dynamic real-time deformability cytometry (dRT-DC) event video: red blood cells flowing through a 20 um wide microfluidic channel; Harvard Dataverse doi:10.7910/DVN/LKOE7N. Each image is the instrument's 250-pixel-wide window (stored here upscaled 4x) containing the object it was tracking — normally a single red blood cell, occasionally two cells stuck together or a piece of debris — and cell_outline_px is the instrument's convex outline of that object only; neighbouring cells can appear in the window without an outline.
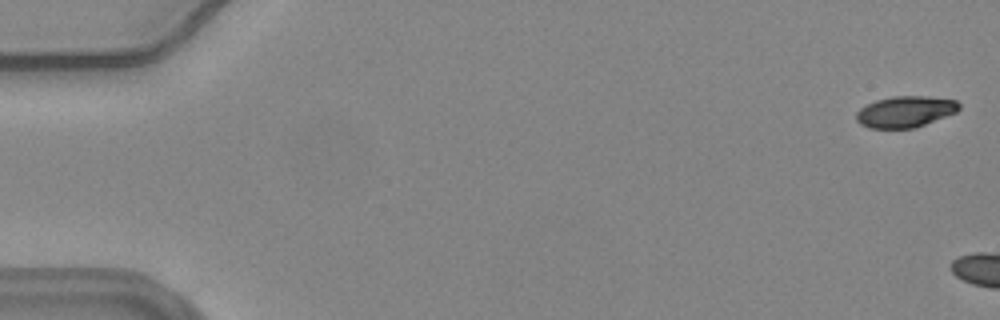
{"species": "common noctule bat (a hibernating species)", "species_latin": "Nyctalus noctula", "temperature_condition": "warm", "stored_images_in_passage": 5, "camera_frame_rate_fps": 3000, "um_per_image_px": 0.085, "animal": {"sex": "female", "body_mass_g": 24.6, "forearm_length_mm": 56.2}, "frame": {"image": 1, "passage_image": 1, "time_ms": 0.0, "image_size_px": [1000, 320], "cell_outline_px": [[960, 108], [956, 112], [916, 128], [868, 128], [860, 124], [856, 120], [856, 112], [860, 108], [876, 100], [892, 96], [928, 96], [956, 100], [960, 104]], "centroid_in_image_um": [76.94, 9.49], "position_along_channel_um": 8.1, "area_um2": 18.79}}